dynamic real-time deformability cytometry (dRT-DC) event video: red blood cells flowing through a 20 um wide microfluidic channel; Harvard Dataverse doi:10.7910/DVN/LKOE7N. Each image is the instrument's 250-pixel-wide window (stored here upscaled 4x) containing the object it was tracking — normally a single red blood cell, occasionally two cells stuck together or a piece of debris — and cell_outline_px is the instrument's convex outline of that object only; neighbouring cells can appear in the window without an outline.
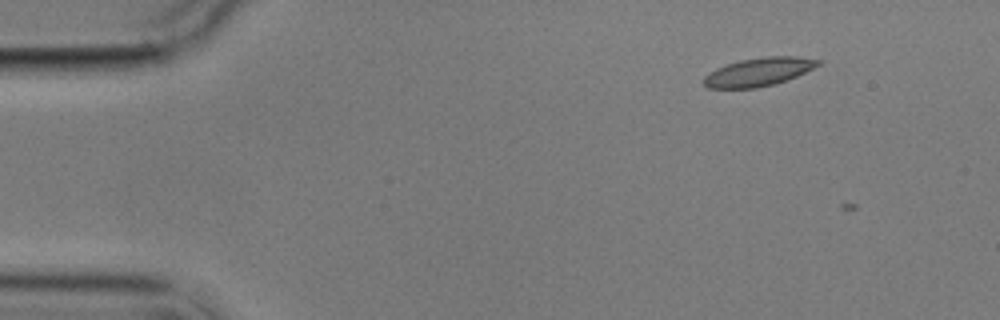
{"species": "common noctule bat (a hibernating species)", "species_latin": "Nyctalus noctula", "temperature_condition": "cold", "stored_images_in_passage": 2, "camera_frame_rate_fps": 3000, "um_per_image_px": 0.085, "animal": {"sex": "male", "body_mass_g": 17.9}, "frame": {"image": 1, "passage_image": 1, "time_ms": 0.0, "image_size_px": [1000, 320], "cell_outline_px": [[820, 64], [796, 76], [772, 84], [756, 88], [708, 88], [704, 84], [704, 76], [716, 68], [740, 60], [768, 56], [796, 56], [820, 60]], "centroid_in_image_um": [64.46, 6.11], "position_along_channel_um": 20.5, "area_um2": 18.5}}